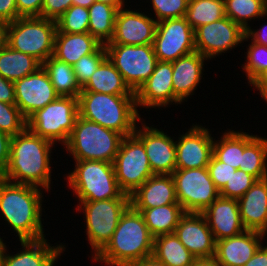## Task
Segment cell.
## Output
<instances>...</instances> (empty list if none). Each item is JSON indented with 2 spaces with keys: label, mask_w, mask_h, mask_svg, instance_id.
<instances>
[{
  "label": "cell",
  "mask_w": 267,
  "mask_h": 266,
  "mask_svg": "<svg viewBox=\"0 0 267 266\" xmlns=\"http://www.w3.org/2000/svg\"><path fill=\"white\" fill-rule=\"evenodd\" d=\"M195 50L209 61L222 53L235 49L243 41L245 30L225 16L194 30Z\"/></svg>",
  "instance_id": "obj_14"
},
{
  "label": "cell",
  "mask_w": 267,
  "mask_h": 266,
  "mask_svg": "<svg viewBox=\"0 0 267 266\" xmlns=\"http://www.w3.org/2000/svg\"><path fill=\"white\" fill-rule=\"evenodd\" d=\"M217 141H213V155L221 162L239 169L244 151V132L225 130Z\"/></svg>",
  "instance_id": "obj_35"
},
{
  "label": "cell",
  "mask_w": 267,
  "mask_h": 266,
  "mask_svg": "<svg viewBox=\"0 0 267 266\" xmlns=\"http://www.w3.org/2000/svg\"><path fill=\"white\" fill-rule=\"evenodd\" d=\"M136 125L134 135L143 143L153 174L171 175L176 169V141L161 129ZM139 128V129H138Z\"/></svg>",
  "instance_id": "obj_15"
},
{
  "label": "cell",
  "mask_w": 267,
  "mask_h": 266,
  "mask_svg": "<svg viewBox=\"0 0 267 266\" xmlns=\"http://www.w3.org/2000/svg\"><path fill=\"white\" fill-rule=\"evenodd\" d=\"M225 17L224 0H189L185 19L196 28Z\"/></svg>",
  "instance_id": "obj_37"
},
{
  "label": "cell",
  "mask_w": 267,
  "mask_h": 266,
  "mask_svg": "<svg viewBox=\"0 0 267 266\" xmlns=\"http://www.w3.org/2000/svg\"><path fill=\"white\" fill-rule=\"evenodd\" d=\"M56 31L55 20L40 16L20 17L8 25L7 45L43 63L53 56Z\"/></svg>",
  "instance_id": "obj_7"
},
{
  "label": "cell",
  "mask_w": 267,
  "mask_h": 266,
  "mask_svg": "<svg viewBox=\"0 0 267 266\" xmlns=\"http://www.w3.org/2000/svg\"><path fill=\"white\" fill-rule=\"evenodd\" d=\"M265 234L245 230L239 235L216 241L215 255L221 266H244L265 241Z\"/></svg>",
  "instance_id": "obj_24"
},
{
  "label": "cell",
  "mask_w": 267,
  "mask_h": 266,
  "mask_svg": "<svg viewBox=\"0 0 267 266\" xmlns=\"http://www.w3.org/2000/svg\"><path fill=\"white\" fill-rule=\"evenodd\" d=\"M101 45L89 32H56L53 57L73 66L81 57L94 53Z\"/></svg>",
  "instance_id": "obj_27"
},
{
  "label": "cell",
  "mask_w": 267,
  "mask_h": 266,
  "mask_svg": "<svg viewBox=\"0 0 267 266\" xmlns=\"http://www.w3.org/2000/svg\"><path fill=\"white\" fill-rule=\"evenodd\" d=\"M157 21L149 13L126 7L118 10L114 35L106 44L153 45Z\"/></svg>",
  "instance_id": "obj_18"
},
{
  "label": "cell",
  "mask_w": 267,
  "mask_h": 266,
  "mask_svg": "<svg viewBox=\"0 0 267 266\" xmlns=\"http://www.w3.org/2000/svg\"><path fill=\"white\" fill-rule=\"evenodd\" d=\"M107 58V50L102 44L94 53L81 57L74 65L78 84L83 87L99 65Z\"/></svg>",
  "instance_id": "obj_41"
},
{
  "label": "cell",
  "mask_w": 267,
  "mask_h": 266,
  "mask_svg": "<svg viewBox=\"0 0 267 266\" xmlns=\"http://www.w3.org/2000/svg\"><path fill=\"white\" fill-rule=\"evenodd\" d=\"M72 2L73 5L89 8L95 2V0H72Z\"/></svg>",
  "instance_id": "obj_57"
},
{
  "label": "cell",
  "mask_w": 267,
  "mask_h": 266,
  "mask_svg": "<svg viewBox=\"0 0 267 266\" xmlns=\"http://www.w3.org/2000/svg\"><path fill=\"white\" fill-rule=\"evenodd\" d=\"M20 243L22 251L20 250L16 254H7V246L5 247L0 257V266H55L57 259L66 249L62 243L55 246L50 245L45 238L23 240Z\"/></svg>",
  "instance_id": "obj_22"
},
{
  "label": "cell",
  "mask_w": 267,
  "mask_h": 266,
  "mask_svg": "<svg viewBox=\"0 0 267 266\" xmlns=\"http://www.w3.org/2000/svg\"><path fill=\"white\" fill-rule=\"evenodd\" d=\"M237 201L245 229L267 235V178L257 180Z\"/></svg>",
  "instance_id": "obj_26"
},
{
  "label": "cell",
  "mask_w": 267,
  "mask_h": 266,
  "mask_svg": "<svg viewBox=\"0 0 267 266\" xmlns=\"http://www.w3.org/2000/svg\"><path fill=\"white\" fill-rule=\"evenodd\" d=\"M191 266H221L217 259L213 257L195 258Z\"/></svg>",
  "instance_id": "obj_54"
},
{
  "label": "cell",
  "mask_w": 267,
  "mask_h": 266,
  "mask_svg": "<svg viewBox=\"0 0 267 266\" xmlns=\"http://www.w3.org/2000/svg\"><path fill=\"white\" fill-rule=\"evenodd\" d=\"M95 2H102L116 7L118 10L124 8L126 4L125 0H95ZM125 3V4H124Z\"/></svg>",
  "instance_id": "obj_56"
},
{
  "label": "cell",
  "mask_w": 267,
  "mask_h": 266,
  "mask_svg": "<svg viewBox=\"0 0 267 266\" xmlns=\"http://www.w3.org/2000/svg\"><path fill=\"white\" fill-rule=\"evenodd\" d=\"M44 190L23 184H14L0 177V213L5 223L23 240L45 238L42 224Z\"/></svg>",
  "instance_id": "obj_2"
},
{
  "label": "cell",
  "mask_w": 267,
  "mask_h": 266,
  "mask_svg": "<svg viewBox=\"0 0 267 266\" xmlns=\"http://www.w3.org/2000/svg\"><path fill=\"white\" fill-rule=\"evenodd\" d=\"M251 39L252 42L265 45L267 46V24H264L261 26V28L252 29L250 26L246 31H245V37L243 41H249Z\"/></svg>",
  "instance_id": "obj_50"
},
{
  "label": "cell",
  "mask_w": 267,
  "mask_h": 266,
  "mask_svg": "<svg viewBox=\"0 0 267 266\" xmlns=\"http://www.w3.org/2000/svg\"><path fill=\"white\" fill-rule=\"evenodd\" d=\"M21 16L18 14L16 0H0V19L11 23Z\"/></svg>",
  "instance_id": "obj_47"
},
{
  "label": "cell",
  "mask_w": 267,
  "mask_h": 266,
  "mask_svg": "<svg viewBox=\"0 0 267 266\" xmlns=\"http://www.w3.org/2000/svg\"><path fill=\"white\" fill-rule=\"evenodd\" d=\"M8 25L9 23L0 19V49L7 45Z\"/></svg>",
  "instance_id": "obj_55"
},
{
  "label": "cell",
  "mask_w": 267,
  "mask_h": 266,
  "mask_svg": "<svg viewBox=\"0 0 267 266\" xmlns=\"http://www.w3.org/2000/svg\"><path fill=\"white\" fill-rule=\"evenodd\" d=\"M257 181L251 174L244 170L237 169L224 188L220 191V196L238 200Z\"/></svg>",
  "instance_id": "obj_42"
},
{
  "label": "cell",
  "mask_w": 267,
  "mask_h": 266,
  "mask_svg": "<svg viewBox=\"0 0 267 266\" xmlns=\"http://www.w3.org/2000/svg\"><path fill=\"white\" fill-rule=\"evenodd\" d=\"M252 87H255L259 91L261 99L267 98V67L261 72V74L251 83Z\"/></svg>",
  "instance_id": "obj_52"
},
{
  "label": "cell",
  "mask_w": 267,
  "mask_h": 266,
  "mask_svg": "<svg viewBox=\"0 0 267 266\" xmlns=\"http://www.w3.org/2000/svg\"><path fill=\"white\" fill-rule=\"evenodd\" d=\"M113 167L120 189L129 196L154 175L144 145L134 134L123 137Z\"/></svg>",
  "instance_id": "obj_12"
},
{
  "label": "cell",
  "mask_w": 267,
  "mask_h": 266,
  "mask_svg": "<svg viewBox=\"0 0 267 266\" xmlns=\"http://www.w3.org/2000/svg\"><path fill=\"white\" fill-rule=\"evenodd\" d=\"M78 115V98L58 96L27 119V128L55 145L60 142L59 144L64 146L72 133Z\"/></svg>",
  "instance_id": "obj_9"
},
{
  "label": "cell",
  "mask_w": 267,
  "mask_h": 266,
  "mask_svg": "<svg viewBox=\"0 0 267 266\" xmlns=\"http://www.w3.org/2000/svg\"><path fill=\"white\" fill-rule=\"evenodd\" d=\"M57 31L63 33H88V8L72 5L57 20Z\"/></svg>",
  "instance_id": "obj_38"
},
{
  "label": "cell",
  "mask_w": 267,
  "mask_h": 266,
  "mask_svg": "<svg viewBox=\"0 0 267 266\" xmlns=\"http://www.w3.org/2000/svg\"><path fill=\"white\" fill-rule=\"evenodd\" d=\"M5 244H6V243H4V242H3V239L0 237V257L2 256L3 251H4L5 247H6Z\"/></svg>",
  "instance_id": "obj_58"
},
{
  "label": "cell",
  "mask_w": 267,
  "mask_h": 266,
  "mask_svg": "<svg viewBox=\"0 0 267 266\" xmlns=\"http://www.w3.org/2000/svg\"><path fill=\"white\" fill-rule=\"evenodd\" d=\"M245 55V64H242L248 84H251L267 67V46L250 41Z\"/></svg>",
  "instance_id": "obj_39"
},
{
  "label": "cell",
  "mask_w": 267,
  "mask_h": 266,
  "mask_svg": "<svg viewBox=\"0 0 267 266\" xmlns=\"http://www.w3.org/2000/svg\"><path fill=\"white\" fill-rule=\"evenodd\" d=\"M225 16L241 26L245 31L248 22L267 16V0H224Z\"/></svg>",
  "instance_id": "obj_36"
},
{
  "label": "cell",
  "mask_w": 267,
  "mask_h": 266,
  "mask_svg": "<svg viewBox=\"0 0 267 266\" xmlns=\"http://www.w3.org/2000/svg\"><path fill=\"white\" fill-rule=\"evenodd\" d=\"M154 237L142 214L131 206L121 215L110 241L93 258L106 266H129L152 256Z\"/></svg>",
  "instance_id": "obj_3"
},
{
  "label": "cell",
  "mask_w": 267,
  "mask_h": 266,
  "mask_svg": "<svg viewBox=\"0 0 267 266\" xmlns=\"http://www.w3.org/2000/svg\"><path fill=\"white\" fill-rule=\"evenodd\" d=\"M262 243L250 260L244 266H267V242Z\"/></svg>",
  "instance_id": "obj_51"
},
{
  "label": "cell",
  "mask_w": 267,
  "mask_h": 266,
  "mask_svg": "<svg viewBox=\"0 0 267 266\" xmlns=\"http://www.w3.org/2000/svg\"><path fill=\"white\" fill-rule=\"evenodd\" d=\"M54 145L28 128L13 136L8 166L1 178L14 184L31 185L50 192L51 150L55 148Z\"/></svg>",
  "instance_id": "obj_1"
},
{
  "label": "cell",
  "mask_w": 267,
  "mask_h": 266,
  "mask_svg": "<svg viewBox=\"0 0 267 266\" xmlns=\"http://www.w3.org/2000/svg\"><path fill=\"white\" fill-rule=\"evenodd\" d=\"M172 74V62L158 61L151 76L135 93L136 107H170L169 105L174 102Z\"/></svg>",
  "instance_id": "obj_20"
},
{
  "label": "cell",
  "mask_w": 267,
  "mask_h": 266,
  "mask_svg": "<svg viewBox=\"0 0 267 266\" xmlns=\"http://www.w3.org/2000/svg\"><path fill=\"white\" fill-rule=\"evenodd\" d=\"M76 206L79 213L84 211L85 232L93 259L110 241L121 215L130 206V198L82 201Z\"/></svg>",
  "instance_id": "obj_8"
},
{
  "label": "cell",
  "mask_w": 267,
  "mask_h": 266,
  "mask_svg": "<svg viewBox=\"0 0 267 266\" xmlns=\"http://www.w3.org/2000/svg\"><path fill=\"white\" fill-rule=\"evenodd\" d=\"M75 169L67 173V186L82 201L130 198L119 187L113 163L98 160H74Z\"/></svg>",
  "instance_id": "obj_5"
},
{
  "label": "cell",
  "mask_w": 267,
  "mask_h": 266,
  "mask_svg": "<svg viewBox=\"0 0 267 266\" xmlns=\"http://www.w3.org/2000/svg\"><path fill=\"white\" fill-rule=\"evenodd\" d=\"M210 129L193 124L176 140V169L207 167L213 155L214 137Z\"/></svg>",
  "instance_id": "obj_17"
},
{
  "label": "cell",
  "mask_w": 267,
  "mask_h": 266,
  "mask_svg": "<svg viewBox=\"0 0 267 266\" xmlns=\"http://www.w3.org/2000/svg\"><path fill=\"white\" fill-rule=\"evenodd\" d=\"M144 218L150 234L153 237L172 234L180 218L185 214L180 204H168L150 209H135Z\"/></svg>",
  "instance_id": "obj_30"
},
{
  "label": "cell",
  "mask_w": 267,
  "mask_h": 266,
  "mask_svg": "<svg viewBox=\"0 0 267 266\" xmlns=\"http://www.w3.org/2000/svg\"><path fill=\"white\" fill-rule=\"evenodd\" d=\"M154 13V19L158 22L185 17L189 0H150ZM157 18H156V17Z\"/></svg>",
  "instance_id": "obj_43"
},
{
  "label": "cell",
  "mask_w": 267,
  "mask_h": 266,
  "mask_svg": "<svg viewBox=\"0 0 267 266\" xmlns=\"http://www.w3.org/2000/svg\"><path fill=\"white\" fill-rule=\"evenodd\" d=\"M153 47L158 61L173 62L196 51L194 29L185 17L160 21Z\"/></svg>",
  "instance_id": "obj_13"
},
{
  "label": "cell",
  "mask_w": 267,
  "mask_h": 266,
  "mask_svg": "<svg viewBox=\"0 0 267 266\" xmlns=\"http://www.w3.org/2000/svg\"><path fill=\"white\" fill-rule=\"evenodd\" d=\"M0 101L8 104H15L14 82H11L0 75Z\"/></svg>",
  "instance_id": "obj_49"
},
{
  "label": "cell",
  "mask_w": 267,
  "mask_h": 266,
  "mask_svg": "<svg viewBox=\"0 0 267 266\" xmlns=\"http://www.w3.org/2000/svg\"><path fill=\"white\" fill-rule=\"evenodd\" d=\"M123 136L78 115L72 133L64 145L74 160H98L113 163Z\"/></svg>",
  "instance_id": "obj_6"
},
{
  "label": "cell",
  "mask_w": 267,
  "mask_h": 266,
  "mask_svg": "<svg viewBox=\"0 0 267 266\" xmlns=\"http://www.w3.org/2000/svg\"><path fill=\"white\" fill-rule=\"evenodd\" d=\"M42 67L59 96L79 97L82 87L78 84L73 66L51 56L42 63Z\"/></svg>",
  "instance_id": "obj_33"
},
{
  "label": "cell",
  "mask_w": 267,
  "mask_h": 266,
  "mask_svg": "<svg viewBox=\"0 0 267 266\" xmlns=\"http://www.w3.org/2000/svg\"><path fill=\"white\" fill-rule=\"evenodd\" d=\"M171 175L177 202L185 213H202L220 196V191L210 178L207 167L175 169Z\"/></svg>",
  "instance_id": "obj_11"
},
{
  "label": "cell",
  "mask_w": 267,
  "mask_h": 266,
  "mask_svg": "<svg viewBox=\"0 0 267 266\" xmlns=\"http://www.w3.org/2000/svg\"><path fill=\"white\" fill-rule=\"evenodd\" d=\"M108 59L136 93L158 62L153 45L105 44Z\"/></svg>",
  "instance_id": "obj_10"
},
{
  "label": "cell",
  "mask_w": 267,
  "mask_h": 266,
  "mask_svg": "<svg viewBox=\"0 0 267 266\" xmlns=\"http://www.w3.org/2000/svg\"><path fill=\"white\" fill-rule=\"evenodd\" d=\"M78 110L80 117L123 137L134 134L138 122H143L136 107L135 95L80 92Z\"/></svg>",
  "instance_id": "obj_4"
},
{
  "label": "cell",
  "mask_w": 267,
  "mask_h": 266,
  "mask_svg": "<svg viewBox=\"0 0 267 266\" xmlns=\"http://www.w3.org/2000/svg\"><path fill=\"white\" fill-rule=\"evenodd\" d=\"M207 60L206 57L195 51L172 62L173 104H181L190 95H194V91L200 85L199 83H201L205 66L204 62Z\"/></svg>",
  "instance_id": "obj_23"
},
{
  "label": "cell",
  "mask_w": 267,
  "mask_h": 266,
  "mask_svg": "<svg viewBox=\"0 0 267 266\" xmlns=\"http://www.w3.org/2000/svg\"><path fill=\"white\" fill-rule=\"evenodd\" d=\"M179 204L172 175L154 174L130 195L133 209H150Z\"/></svg>",
  "instance_id": "obj_25"
},
{
  "label": "cell",
  "mask_w": 267,
  "mask_h": 266,
  "mask_svg": "<svg viewBox=\"0 0 267 266\" xmlns=\"http://www.w3.org/2000/svg\"><path fill=\"white\" fill-rule=\"evenodd\" d=\"M42 63L35 57L16 51L8 45L0 49V75L15 82L36 72Z\"/></svg>",
  "instance_id": "obj_29"
},
{
  "label": "cell",
  "mask_w": 267,
  "mask_h": 266,
  "mask_svg": "<svg viewBox=\"0 0 267 266\" xmlns=\"http://www.w3.org/2000/svg\"><path fill=\"white\" fill-rule=\"evenodd\" d=\"M239 169L257 180L267 178V138L244 132V151Z\"/></svg>",
  "instance_id": "obj_31"
},
{
  "label": "cell",
  "mask_w": 267,
  "mask_h": 266,
  "mask_svg": "<svg viewBox=\"0 0 267 266\" xmlns=\"http://www.w3.org/2000/svg\"><path fill=\"white\" fill-rule=\"evenodd\" d=\"M11 138L8 134L0 131V177L8 166Z\"/></svg>",
  "instance_id": "obj_48"
},
{
  "label": "cell",
  "mask_w": 267,
  "mask_h": 266,
  "mask_svg": "<svg viewBox=\"0 0 267 266\" xmlns=\"http://www.w3.org/2000/svg\"><path fill=\"white\" fill-rule=\"evenodd\" d=\"M174 233L195 258L215 255L216 241L202 213H185Z\"/></svg>",
  "instance_id": "obj_19"
},
{
  "label": "cell",
  "mask_w": 267,
  "mask_h": 266,
  "mask_svg": "<svg viewBox=\"0 0 267 266\" xmlns=\"http://www.w3.org/2000/svg\"><path fill=\"white\" fill-rule=\"evenodd\" d=\"M129 266H166L163 262L158 261L153 255L146 257Z\"/></svg>",
  "instance_id": "obj_53"
},
{
  "label": "cell",
  "mask_w": 267,
  "mask_h": 266,
  "mask_svg": "<svg viewBox=\"0 0 267 266\" xmlns=\"http://www.w3.org/2000/svg\"><path fill=\"white\" fill-rule=\"evenodd\" d=\"M88 32L101 44L110 42L114 35L118 9L102 2H94L89 8Z\"/></svg>",
  "instance_id": "obj_34"
},
{
  "label": "cell",
  "mask_w": 267,
  "mask_h": 266,
  "mask_svg": "<svg viewBox=\"0 0 267 266\" xmlns=\"http://www.w3.org/2000/svg\"><path fill=\"white\" fill-rule=\"evenodd\" d=\"M152 255L166 266H191L195 259L175 233L154 237Z\"/></svg>",
  "instance_id": "obj_32"
},
{
  "label": "cell",
  "mask_w": 267,
  "mask_h": 266,
  "mask_svg": "<svg viewBox=\"0 0 267 266\" xmlns=\"http://www.w3.org/2000/svg\"><path fill=\"white\" fill-rule=\"evenodd\" d=\"M207 168L210 178L219 191L224 188L226 183L232 177L233 173L237 170L234 167L219 161L214 155H212Z\"/></svg>",
  "instance_id": "obj_44"
},
{
  "label": "cell",
  "mask_w": 267,
  "mask_h": 266,
  "mask_svg": "<svg viewBox=\"0 0 267 266\" xmlns=\"http://www.w3.org/2000/svg\"><path fill=\"white\" fill-rule=\"evenodd\" d=\"M27 128V119L15 104L0 101V131L13 137Z\"/></svg>",
  "instance_id": "obj_40"
},
{
  "label": "cell",
  "mask_w": 267,
  "mask_h": 266,
  "mask_svg": "<svg viewBox=\"0 0 267 266\" xmlns=\"http://www.w3.org/2000/svg\"><path fill=\"white\" fill-rule=\"evenodd\" d=\"M44 0H16L21 17L40 16Z\"/></svg>",
  "instance_id": "obj_46"
},
{
  "label": "cell",
  "mask_w": 267,
  "mask_h": 266,
  "mask_svg": "<svg viewBox=\"0 0 267 266\" xmlns=\"http://www.w3.org/2000/svg\"><path fill=\"white\" fill-rule=\"evenodd\" d=\"M81 92H96L111 95H135L108 57L91 75L88 82L82 87Z\"/></svg>",
  "instance_id": "obj_28"
},
{
  "label": "cell",
  "mask_w": 267,
  "mask_h": 266,
  "mask_svg": "<svg viewBox=\"0 0 267 266\" xmlns=\"http://www.w3.org/2000/svg\"><path fill=\"white\" fill-rule=\"evenodd\" d=\"M72 5V0H44L40 17L56 21Z\"/></svg>",
  "instance_id": "obj_45"
},
{
  "label": "cell",
  "mask_w": 267,
  "mask_h": 266,
  "mask_svg": "<svg viewBox=\"0 0 267 266\" xmlns=\"http://www.w3.org/2000/svg\"><path fill=\"white\" fill-rule=\"evenodd\" d=\"M14 88L15 105L26 119L59 96L43 67L15 81Z\"/></svg>",
  "instance_id": "obj_16"
},
{
  "label": "cell",
  "mask_w": 267,
  "mask_h": 266,
  "mask_svg": "<svg viewBox=\"0 0 267 266\" xmlns=\"http://www.w3.org/2000/svg\"><path fill=\"white\" fill-rule=\"evenodd\" d=\"M215 241L239 235L246 229L236 199L219 196L203 212Z\"/></svg>",
  "instance_id": "obj_21"
}]
</instances>
